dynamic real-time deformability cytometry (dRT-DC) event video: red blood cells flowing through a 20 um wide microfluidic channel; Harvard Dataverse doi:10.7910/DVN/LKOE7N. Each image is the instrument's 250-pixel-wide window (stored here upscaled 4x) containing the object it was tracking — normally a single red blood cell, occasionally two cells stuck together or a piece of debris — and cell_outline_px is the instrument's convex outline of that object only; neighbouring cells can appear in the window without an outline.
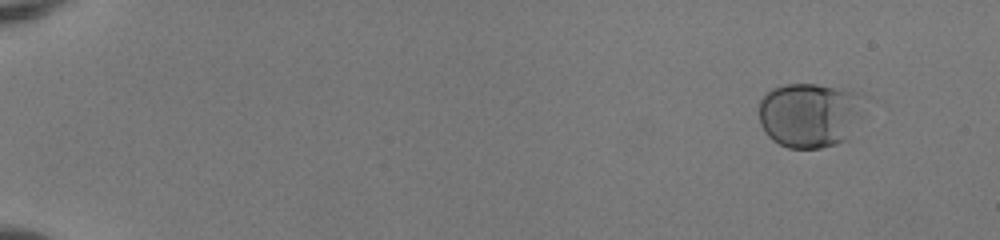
{"species": "human", "species_latin": "Homo sapiens", "temperature_condition": "room temperature", "stored_images_in_passage": 55, "camera_frame_rate_fps": 3000, "um_per_image_px": 0.085, "donor": {"sex": "female"}, "frame": {"image": 1, "passage_image": 6, "time_ms": 1.667, "image_size_px": [1000, 240], "cell_outline_px": [[868, 96], [860, 116], [848, 140], [836, 144], [820, 148], [788, 148], [772, 140], [768, 136], [760, 124], [760, 100], [772, 88], [788, 84], [816, 84], [860, 92]], "centroid_in_image_um": [68.88, 9.76], "position_along_channel_um": 16.1, "area_um2": 40.29}}
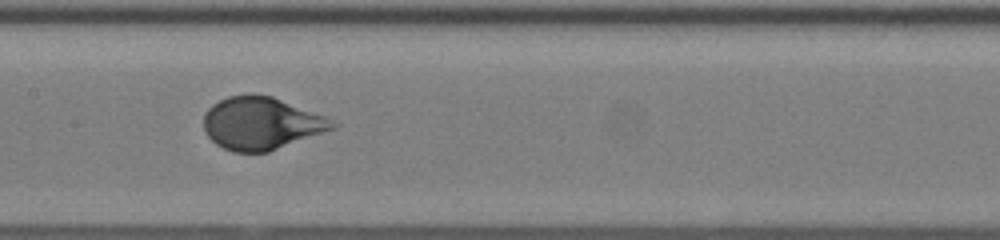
{"frame": {"image": 2, "passage_image": 31, "time_ms": 10.0, "image_size_px": [1000, 240], "cell_outline_px": [[340, 124], [336, 128], [268, 152], [232, 152], [216, 144], [208, 136], [204, 128], [204, 112], [212, 104], [228, 96], [252, 92], [272, 96], [328, 116]], "centroid_in_image_um": [22.24, 10.46], "position_along_channel_um": 185.2, "area_um2": 40.0}}
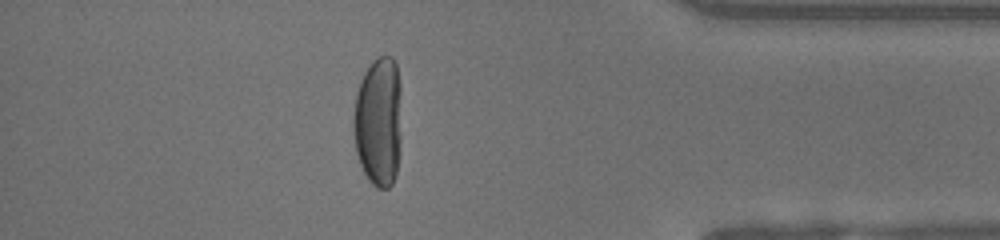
{"frame": {"image": 3, "passage_image": 49, "time_ms": 16.0, "image_size_px": [1000, 240], "cell_outline_px": [[400, 152], [396, 176], [392, 184], [388, 188], [376, 188], [368, 180], [360, 164], [356, 152], [352, 132], [352, 120], [356, 96], [360, 80], [364, 72], [372, 60], [376, 56], [392, 56], [396, 64], [400, 84]], "centroid_in_image_um": [32.16, 10.35], "position_along_channel_um": 403.0, "area_um2": 37.17}, "authors_computed_cell_mechanics": {"area_um2": 39.9976, "velocity_mm_per_s": 4.0012, "shape_relaxation_time_tau1_ms": 3.4133, "shape_relaxation_time_tau2_ms": null, "deformation_change_tau1": 0.1927, "deformation_change_tau2": null}}